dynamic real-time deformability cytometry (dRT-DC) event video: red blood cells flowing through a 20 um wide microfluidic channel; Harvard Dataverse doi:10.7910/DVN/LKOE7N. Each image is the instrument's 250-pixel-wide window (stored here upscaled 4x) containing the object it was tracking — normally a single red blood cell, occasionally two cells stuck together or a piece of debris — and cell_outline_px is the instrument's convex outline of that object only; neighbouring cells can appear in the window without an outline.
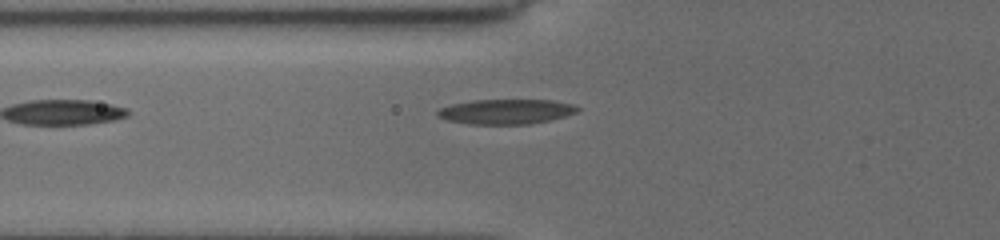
{"species": "common noctule bat (a hibernating species)", "species_latin": "Nyctalus noctula", "temperature_condition": "cold", "stored_images_in_passage": 8, "camera_frame_rate_fps": 3000, "um_per_image_px": 0.085, "animal": {"sex": "female", "body_mass_g": 19.5, "forearm_length_mm": 54.1}, "frame": {"image": 1, "passage_image": 8, "time_ms": 3.0, "image_size_px": [1000, 240], "cell_outline_px": [[580, 108], [576, 112], [564, 116], [532, 124], [468, 124], [448, 120], [436, 116], [436, 112], [440, 108], [452, 104], [472, 100], [552, 100], [572, 104]], "centroid_in_image_um": [42.98, 9.48], "position_along_channel_um": 82.8, "area_um2": 20.23}}